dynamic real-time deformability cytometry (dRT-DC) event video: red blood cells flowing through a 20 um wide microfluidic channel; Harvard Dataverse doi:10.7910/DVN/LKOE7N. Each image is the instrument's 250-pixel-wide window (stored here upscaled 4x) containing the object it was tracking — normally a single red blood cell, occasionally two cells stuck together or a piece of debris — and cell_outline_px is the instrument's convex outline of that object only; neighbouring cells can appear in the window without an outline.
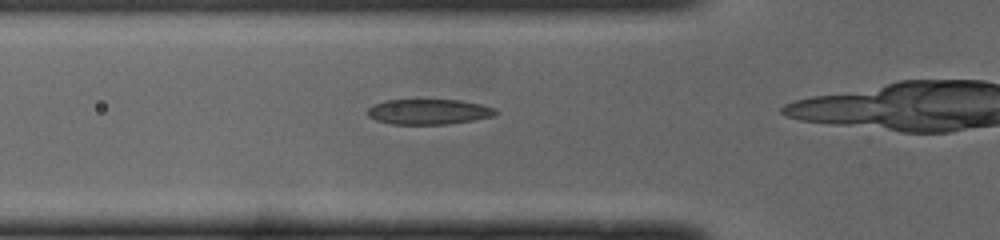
{"species": "common noctule bat (a hibernating species)", "species_latin": "Nyctalus noctula", "temperature_condition": "cold", "stored_images_in_passage": 13, "camera_frame_rate_fps": 3000, "um_per_image_px": 0.085, "animal": {"sex": "male", "body_mass_g": 19.0, "forearm_length_mm": 50.8}, "frame": {"image": 1, "passage_image": 10, "time_ms": 3.0, "image_size_px": [1000, 240], "cell_outline_px": [[500, 112], [496, 116], [448, 124], [392, 124], [376, 120], [368, 116], [368, 108], [372, 104], [384, 100], [460, 100], [480, 104], [496, 108]], "centroid_in_image_um": [36.46, 9.49], "position_along_channel_um": 89.3, "area_um2": 19.02}}